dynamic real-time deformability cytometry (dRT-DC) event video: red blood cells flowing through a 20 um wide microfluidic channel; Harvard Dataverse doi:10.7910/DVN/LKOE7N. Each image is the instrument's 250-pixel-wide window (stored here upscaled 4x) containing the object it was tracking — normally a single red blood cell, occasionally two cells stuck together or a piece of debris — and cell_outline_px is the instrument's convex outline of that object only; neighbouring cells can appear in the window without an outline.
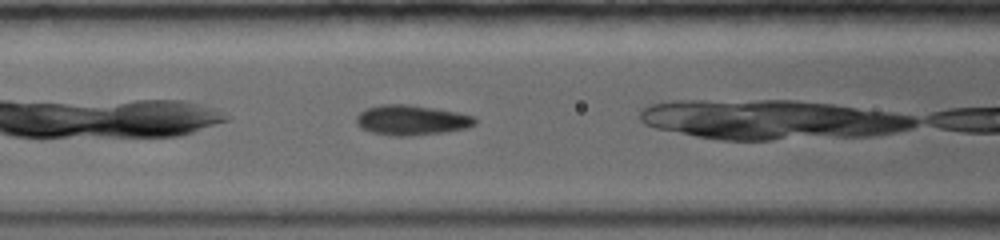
{"species": "common noctule bat (a hibernating species)", "species_latin": "Nyctalus noctula", "temperature_condition": "warm", "stored_images_in_passage": 19, "camera_frame_rate_fps": 5000, "um_per_image_px": 0.085, "animal": {"sex": "female", "body_mass_g": 19.0, "forearm_length_mm": 56.7}, "frame": {"image": 1, "passage_image": 4, "time_ms": 2.0, "image_size_px": [1000, 240], "cell_outline_px": [[476, 124], [464, 128], [444, 132], [408, 136], [396, 136], [372, 132], [356, 124], [356, 116], [364, 108], [384, 104], [408, 104], [456, 112], [472, 116], [476, 120]], "centroid_in_image_um": [34.94, 10.2], "position_along_channel_um": 131.7, "area_um2": 20.52}}
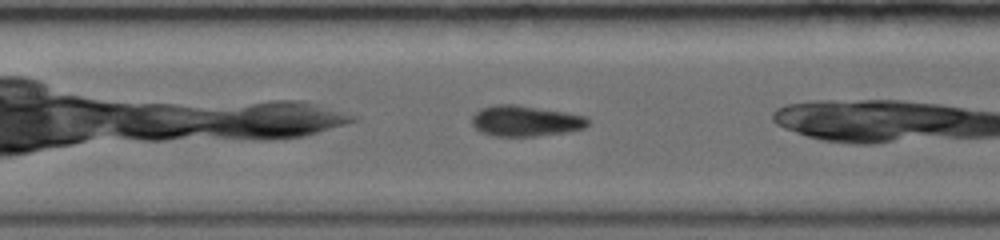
{"frame": {"image": 2, "passage_image": 6, "time_ms": 2.8, "image_size_px": [1000, 240], "cell_outline_px": [[588, 124], [584, 128], [568, 132], [536, 136], [496, 136], [480, 132], [472, 124], [472, 116], [480, 108], [496, 104], [516, 104], [588, 116]], "centroid_in_image_um": [44.66, 10.28], "position_along_channel_um": 162.7, "area_um2": 20.87}}
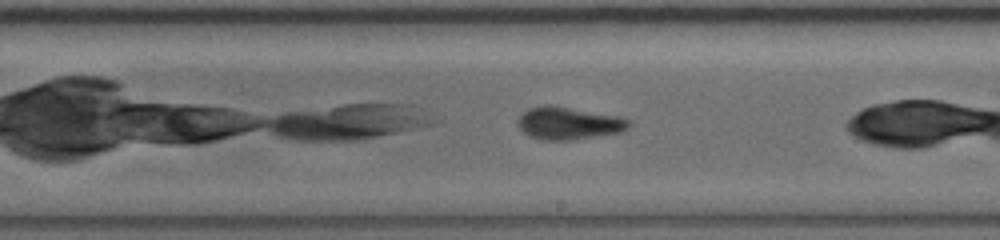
{"frame": {"image": 3, "passage_image": 11, "time_ms": 4.8, "image_size_px": [1000, 240], "cell_outline_px": [[632, 124], [628, 128], [620, 132], [568, 140], [540, 140], [528, 136], [516, 124], [516, 120], [528, 108], [544, 104], [548, 104], [620, 116], [632, 120]], "centroid_in_image_um": [48.32, 10.46], "position_along_channel_um": 240.7, "area_um2": 21.21}}